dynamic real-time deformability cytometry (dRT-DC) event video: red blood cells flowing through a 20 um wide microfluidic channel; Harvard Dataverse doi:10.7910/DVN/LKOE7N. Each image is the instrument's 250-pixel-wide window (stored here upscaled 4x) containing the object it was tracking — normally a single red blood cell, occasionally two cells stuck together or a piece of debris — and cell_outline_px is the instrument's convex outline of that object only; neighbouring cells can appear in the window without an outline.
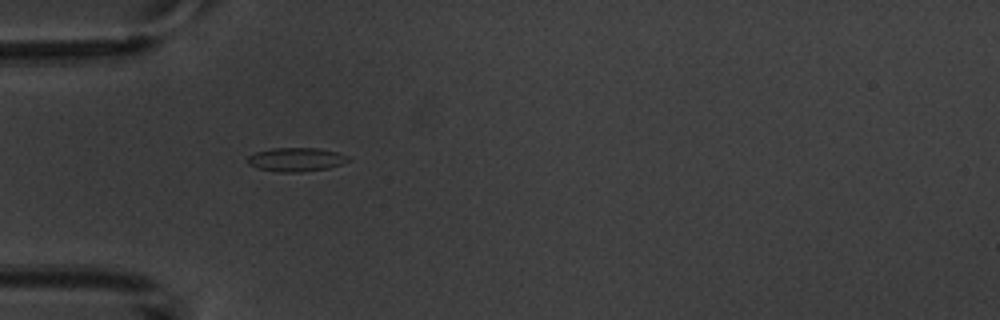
{"species": "common noctule bat (a hibernating species)", "species_latin": "Nyctalus noctula", "temperature_condition": "warm", "stored_images_in_passage": 2, "camera_frame_rate_fps": 3000, "um_per_image_px": 0.085, "animal": {"sex": "male", "body_mass_g": 20.1, "forearm_length_mm": 53.5}, "frame": {"image": 1, "passage_image": 1, "time_ms": 0.0, "image_size_px": [1000, 320], "cell_outline_px": [[352, 160], [328, 168], [300, 172], [280, 172], [256, 168], [248, 164], [248, 156], [256, 152], [272, 148], [320, 148], [336, 152], [348, 156]], "centroid_in_image_um": [25.17, 13.56], "position_along_channel_um": 59.8, "area_um2": 13.93}}